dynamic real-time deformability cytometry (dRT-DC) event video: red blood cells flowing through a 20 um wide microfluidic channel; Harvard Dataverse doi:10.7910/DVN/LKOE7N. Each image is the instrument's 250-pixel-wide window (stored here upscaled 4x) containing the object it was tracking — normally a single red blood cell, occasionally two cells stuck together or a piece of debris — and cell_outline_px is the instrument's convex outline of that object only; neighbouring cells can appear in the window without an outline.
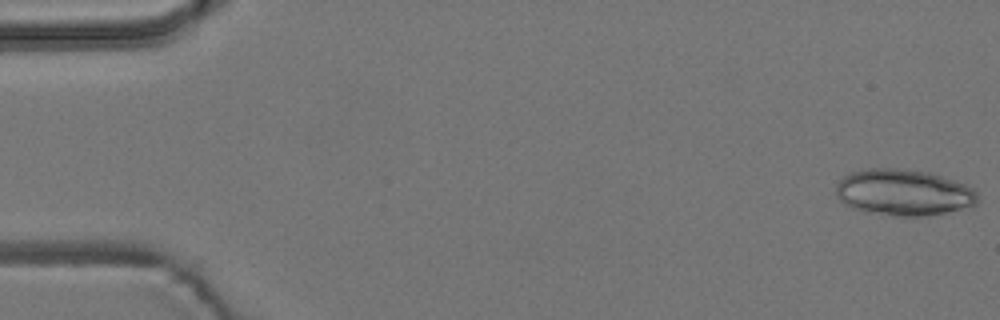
{"species": "common noctule bat (a hibernating species)", "species_latin": "Nyctalus noctula", "temperature_condition": "room temperature", "stored_images_in_passage": 5, "camera_frame_rate_fps": 3000, "um_per_image_px": 0.085, "animal": {"sex": "male", "body_mass_g": 19.2, "forearm_length_mm": 51.8}, "frame": {"image": 1, "passage_image": 1, "time_ms": 0.0, "image_size_px": [1000, 320], "cell_outline_px": [[980, 200], [976, 204], [944, 212], [924, 216], [892, 216], [864, 212], [852, 208], [844, 204], [836, 196], [836, 184], [844, 176], [852, 172], [868, 168], [896, 168], [932, 172], [964, 184], [972, 188], [976, 192]], "centroid_in_image_um": [76.77, 16.35], "position_along_channel_um": 8.2, "area_um2": 38.38}}